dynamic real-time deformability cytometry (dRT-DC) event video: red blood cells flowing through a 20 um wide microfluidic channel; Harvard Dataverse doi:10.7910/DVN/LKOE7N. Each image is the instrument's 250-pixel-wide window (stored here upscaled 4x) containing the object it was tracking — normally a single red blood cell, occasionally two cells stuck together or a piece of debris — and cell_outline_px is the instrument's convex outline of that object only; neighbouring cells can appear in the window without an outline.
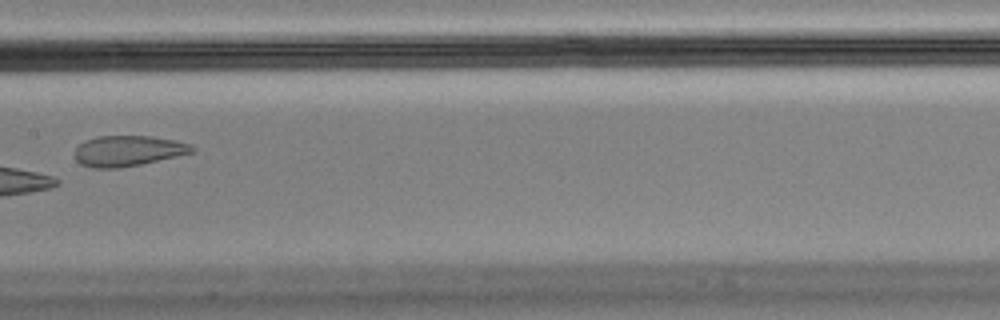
{"species": "Egyptian fruit bat (a non-hibernating species)", "species_latin": "Rousettus aegyptiacus", "temperature_condition": "cold", "stored_images_in_passage": 9, "camera_frame_rate_fps": 3000, "um_per_image_px": 0.085, "animal": {"sex": "male"}, "frame": {"image": 1, "passage_image": 9, "time_ms": 2.667, "image_size_px": [1000, 320], "cell_outline_px": [[196, 148], [192, 152], [176, 156], [140, 164], [120, 168], [92, 168], [80, 164], [76, 160], [76, 148], [84, 140], [96, 136], [152, 136], [176, 140], [192, 144]], "centroid_in_image_um": [10.88, 12.81], "position_along_channel_um": 196.5, "area_um2": 20.92}}